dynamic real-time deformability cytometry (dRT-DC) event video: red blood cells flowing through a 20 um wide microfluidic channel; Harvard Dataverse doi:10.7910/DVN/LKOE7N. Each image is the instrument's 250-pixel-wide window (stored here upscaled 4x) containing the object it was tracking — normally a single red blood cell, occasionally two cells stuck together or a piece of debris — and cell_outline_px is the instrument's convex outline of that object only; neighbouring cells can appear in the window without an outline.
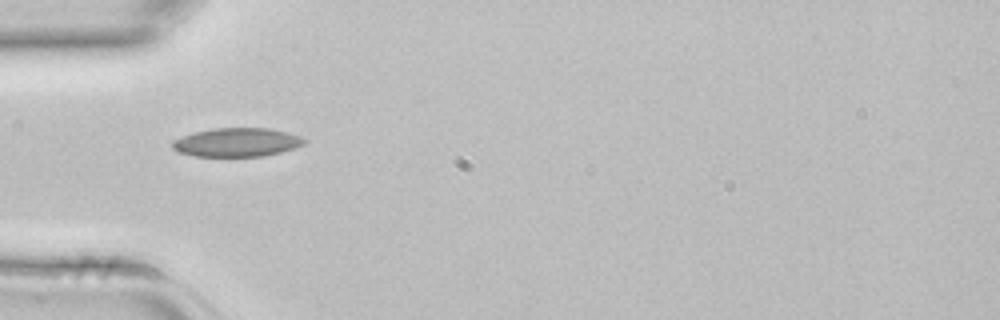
{"species": "common noctule bat (a hibernating species)", "species_latin": "Nyctalus noctula", "temperature_condition": "room temperature", "stored_images_in_passage": 4, "camera_frame_rate_fps": 3000, "um_per_image_px": 0.085, "animal": {"sex": "female", "body_mass_g": 22.7, "forearm_length_mm": 54.2}, "frame": {"image": 1, "passage_image": 4, "time_ms": 1.0, "image_size_px": [1000, 320], "cell_outline_px": [[308, 140], [304, 144], [296, 148], [264, 156], [196, 156], [180, 152], [172, 148], [172, 140], [196, 132], [212, 128], [268, 128], [288, 132], [300, 136]], "centroid_in_image_um": [20.18, 12.09], "position_along_channel_um": 64.8, "area_um2": 22.02}}